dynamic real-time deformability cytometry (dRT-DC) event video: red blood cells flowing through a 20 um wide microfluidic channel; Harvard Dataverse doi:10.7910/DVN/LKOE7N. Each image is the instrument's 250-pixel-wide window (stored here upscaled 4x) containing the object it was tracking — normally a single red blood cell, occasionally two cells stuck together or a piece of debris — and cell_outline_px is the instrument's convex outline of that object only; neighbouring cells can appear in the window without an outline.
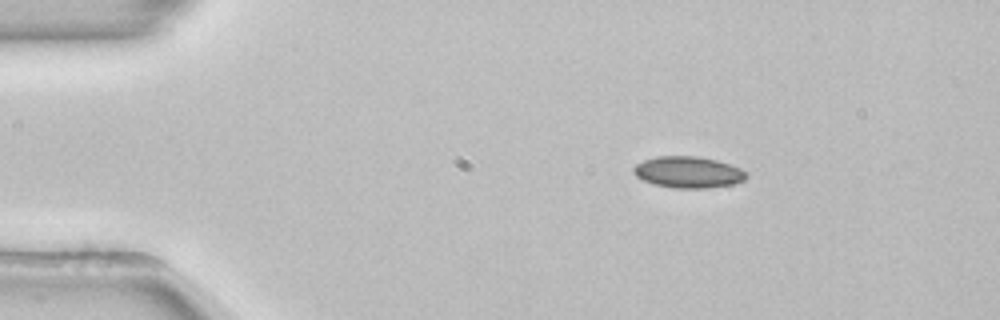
{"species": "common noctule bat (a hibernating species)", "species_latin": "Nyctalus noctula", "temperature_condition": "room temperature", "stored_images_in_passage": 45, "camera_frame_rate_fps": 3000, "um_per_image_px": 0.085, "animal": {"sex": "female", "body_mass_g": 22.7, "forearm_length_mm": 54.2}, "frame": {"image": 1, "passage_image": 1, "time_ms": 0.0, "image_size_px": [1000, 320], "cell_outline_px": [[748, 176], [744, 180], [732, 184], [708, 188], [676, 188], [656, 184], [644, 180], [636, 176], [632, 172], [632, 168], [636, 164], [644, 160], [656, 156], [696, 156], [716, 160], [740, 168], [748, 172]], "centroid_in_image_um": [58.5, 14.63], "position_along_channel_um": 26.5, "area_um2": 20.58}}
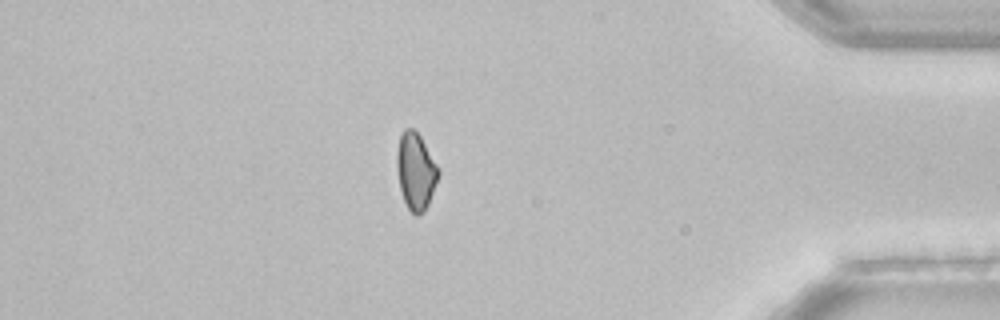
{"frame": {"image": 2, "passage_image": 38, "time_ms": 12.333, "image_size_px": [1000, 320], "cell_outline_px": [[440, 176], [428, 204], [424, 212], [416, 216], [408, 208], [404, 200], [400, 188], [396, 168], [396, 152], [400, 136], [404, 128], [412, 128], [420, 136], [440, 168]], "centroid_in_image_um": [35.35, 14.55], "position_along_channel_um": 399.9, "area_um2": 18.79}}
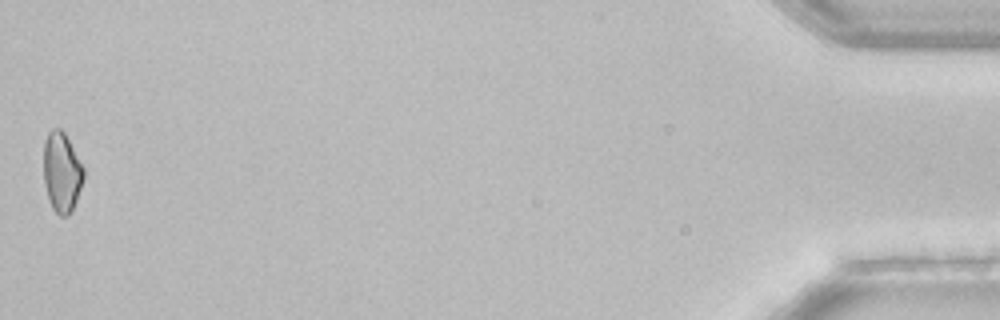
{"frame": {"image": 3, "passage_image": 45, "time_ms": 14.667, "image_size_px": [1000, 320], "cell_outline_px": [[84, 176], [72, 212], [68, 216], [60, 216], [52, 208], [44, 184], [44, 140], [48, 132], [52, 128], [60, 128], [64, 132], [84, 168]], "centroid_in_image_um": [5.24, 14.63], "position_along_channel_um": 430.0, "area_um2": 18.55}}